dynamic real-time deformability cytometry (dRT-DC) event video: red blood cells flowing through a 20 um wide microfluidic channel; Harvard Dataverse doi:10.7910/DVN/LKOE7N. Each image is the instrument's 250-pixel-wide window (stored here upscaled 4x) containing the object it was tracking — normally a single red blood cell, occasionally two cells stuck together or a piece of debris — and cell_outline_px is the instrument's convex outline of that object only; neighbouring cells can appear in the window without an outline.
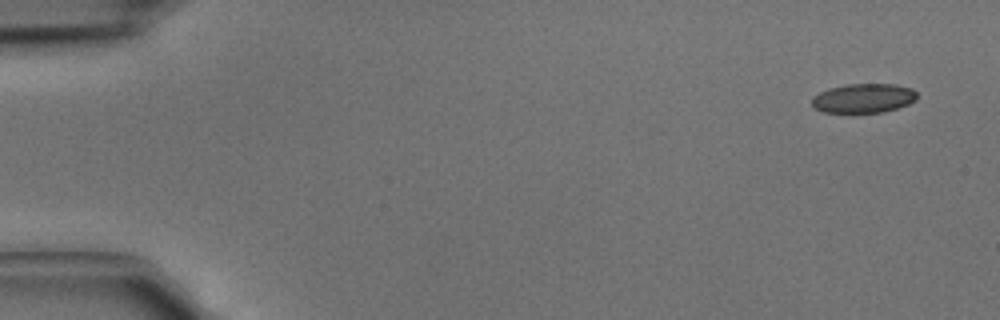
{"species": "common noctule bat (a hibernating species)", "species_latin": "Nyctalus noctula", "temperature_condition": "cold", "stored_images_in_passage": 5, "camera_frame_rate_fps": 3000, "um_per_image_px": 0.085, "animal": {"sex": "male", "body_mass_g": 15.6}, "frame": {"image": 1, "passage_image": 1, "time_ms": 0.0, "image_size_px": [1000, 320], "cell_outline_px": [[916, 100], [908, 104], [884, 112], [824, 112], [816, 108], [812, 104], [812, 96], [828, 88], [848, 84], [896, 84], [912, 88], [916, 92]], "centroid_in_image_um": [73.41, 8.33], "position_along_channel_um": 11.6, "area_um2": 17.86}}
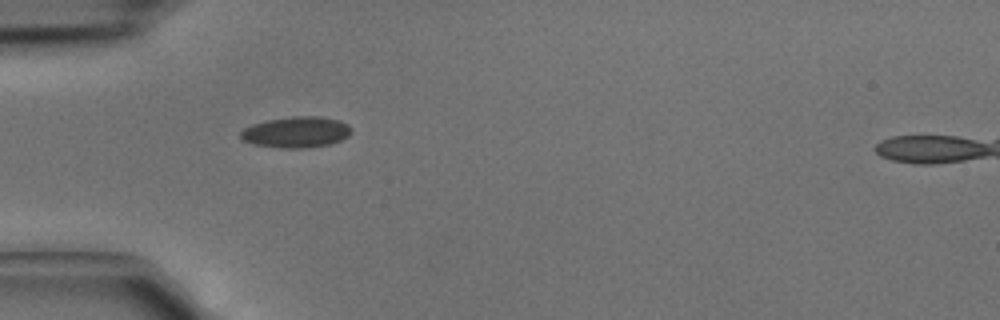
{"frame": {"image": 2, "passage_image": 4, "time_ms": 1.0, "image_size_px": [1000, 320], "cell_outline_px": [[352, 132], [348, 136], [340, 140], [328, 144], [304, 148], [280, 148], [252, 144], [244, 140], [240, 136], [240, 132], [244, 128], [252, 124], [268, 120], [292, 116], [320, 116], [340, 120], [348, 124], [352, 128]], "centroid_in_image_um": [25.19, 11.22], "position_along_channel_um": 59.8, "area_um2": 20.06}}